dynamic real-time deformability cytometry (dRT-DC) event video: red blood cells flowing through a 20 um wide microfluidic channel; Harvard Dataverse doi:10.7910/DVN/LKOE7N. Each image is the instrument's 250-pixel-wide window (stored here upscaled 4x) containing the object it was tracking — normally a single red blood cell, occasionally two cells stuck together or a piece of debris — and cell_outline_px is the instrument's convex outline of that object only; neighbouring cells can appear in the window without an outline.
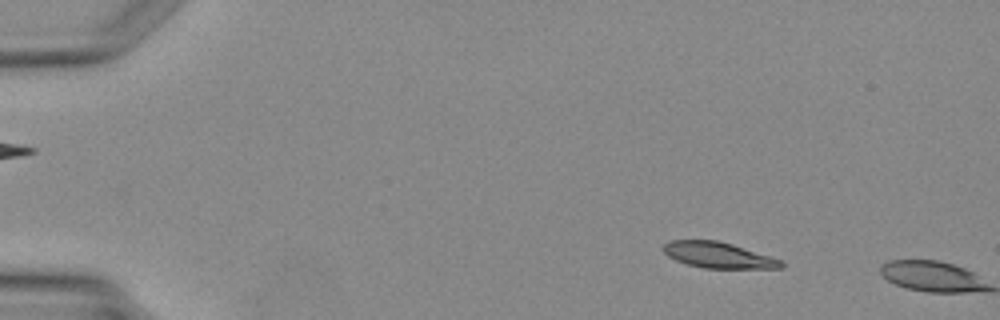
{"species": "Egyptian fruit bat (a non-hibernating species)", "species_latin": "Rousettus aegyptiacus", "temperature_condition": "warm", "stored_images_in_passage": 2, "camera_frame_rate_fps": 3000, "um_per_image_px": 0.085, "animal": {"sex": "female"}, "frame": {"image": 1, "passage_image": 1, "time_ms": 0.0, "image_size_px": [1000, 320], "cell_outline_px": [[784, 268], [704, 268], [688, 264], [676, 260], [668, 256], [660, 248], [664, 244], [672, 240], [720, 240], [784, 260]], "centroid_in_image_um": [61.08, 21.68], "position_along_channel_um": 23.9, "area_um2": 17.92}}